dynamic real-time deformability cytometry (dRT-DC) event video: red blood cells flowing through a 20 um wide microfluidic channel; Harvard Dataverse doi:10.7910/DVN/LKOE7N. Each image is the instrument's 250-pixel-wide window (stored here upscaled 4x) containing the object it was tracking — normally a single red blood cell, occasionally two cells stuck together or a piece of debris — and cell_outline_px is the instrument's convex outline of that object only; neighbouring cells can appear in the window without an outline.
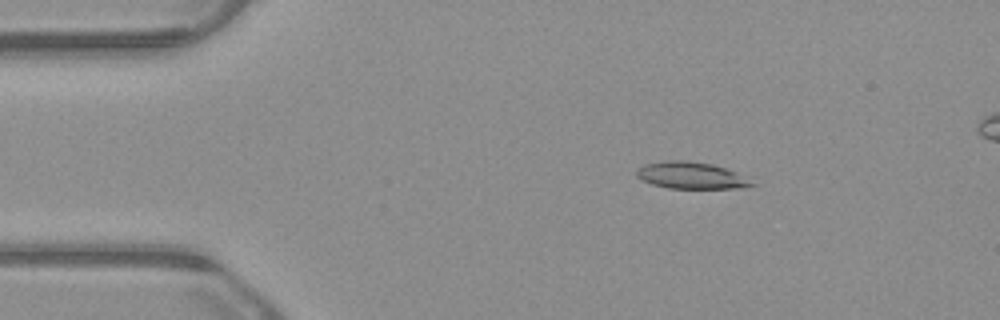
{"species": "common noctule bat (a hibernating species)", "species_latin": "Nyctalus noctula", "temperature_condition": "warm", "stored_images_in_passage": 54, "camera_frame_rate_fps": 3000, "um_per_image_px": 0.085, "animal": {"sex": "male", "body_mass_g": 23.1, "forearm_length_mm": 52.7}, "frame": {"image": 1, "passage_image": 9, "time_ms": 2.667, "image_size_px": [1000, 320], "cell_outline_px": [[756, 184], [740, 188], [668, 188], [652, 184], [636, 176], [636, 172], [644, 164], [664, 160], [688, 160], [712, 164], [736, 172]], "centroid_in_image_um": [58.72, 14.9], "position_along_channel_um": 26.3, "area_um2": 17.8}}
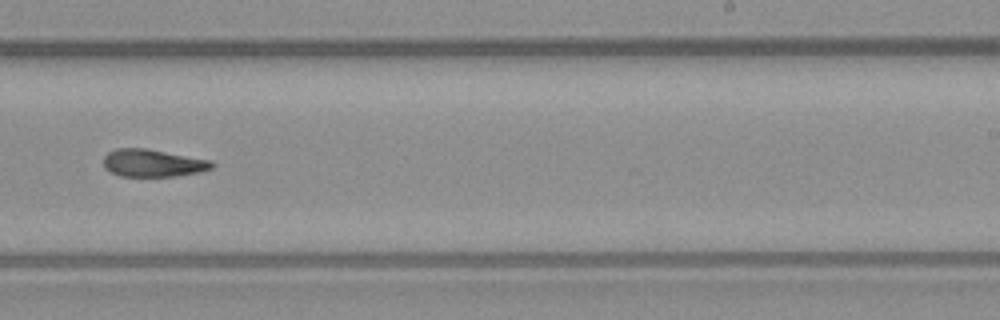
{"frame": {"image": 2, "passage_image": 33, "time_ms": 10.667, "image_size_px": [1000, 320], "cell_outline_px": [[216, 164], [212, 168], [200, 172], [176, 176], [120, 176], [104, 168], [104, 156], [108, 152], [116, 148], [144, 148], [212, 160]], "centroid_in_image_um": [13.01, 13.86], "position_along_channel_um": 276.0, "area_um2": 17.4}}
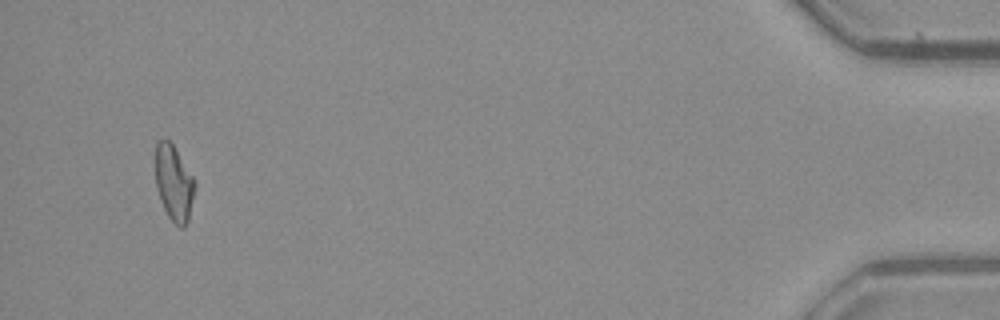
{"frame": {"image": 3, "passage_image": 51, "time_ms": 16.667, "image_size_px": [1000, 320], "cell_outline_px": [[196, 184], [188, 220], [184, 228], [180, 228], [168, 216], [160, 200], [156, 188], [156, 140], [164, 136], [172, 144], [196, 180]], "centroid_in_image_um": [14.78, 15.53], "position_along_channel_um": 420.4, "area_um2": 17.46}}